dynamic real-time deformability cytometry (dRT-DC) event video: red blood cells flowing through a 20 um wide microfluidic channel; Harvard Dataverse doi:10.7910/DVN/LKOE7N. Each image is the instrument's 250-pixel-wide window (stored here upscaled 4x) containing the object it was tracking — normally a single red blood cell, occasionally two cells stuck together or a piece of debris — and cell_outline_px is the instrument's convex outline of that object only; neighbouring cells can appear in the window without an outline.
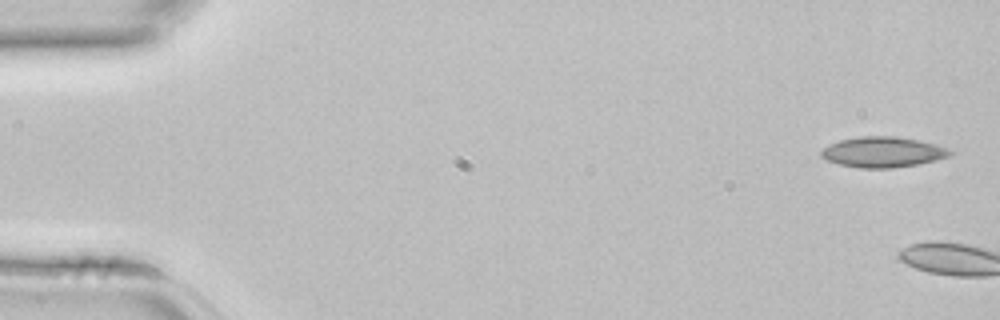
{"species": "common noctule bat (a hibernating species)", "species_latin": "Nyctalus noctula", "temperature_condition": "room temperature", "stored_images_in_passage": 5, "camera_frame_rate_fps": 3000, "um_per_image_px": 0.085, "animal": {"sex": "female", "body_mass_g": 22.7, "forearm_length_mm": 54.2}, "frame": {"image": 1, "passage_image": 1, "time_ms": 0.0, "image_size_px": [1000, 320], "cell_outline_px": [[952, 152], [948, 156], [936, 160], [916, 164], [892, 168], [860, 168], [840, 164], [828, 160], [820, 156], [820, 152], [828, 144], [840, 140], [860, 136], [896, 136], [920, 140], [948, 148]], "centroid_in_image_um": [75.02, 12.92], "position_along_channel_um": 10.0, "area_um2": 22.77}}